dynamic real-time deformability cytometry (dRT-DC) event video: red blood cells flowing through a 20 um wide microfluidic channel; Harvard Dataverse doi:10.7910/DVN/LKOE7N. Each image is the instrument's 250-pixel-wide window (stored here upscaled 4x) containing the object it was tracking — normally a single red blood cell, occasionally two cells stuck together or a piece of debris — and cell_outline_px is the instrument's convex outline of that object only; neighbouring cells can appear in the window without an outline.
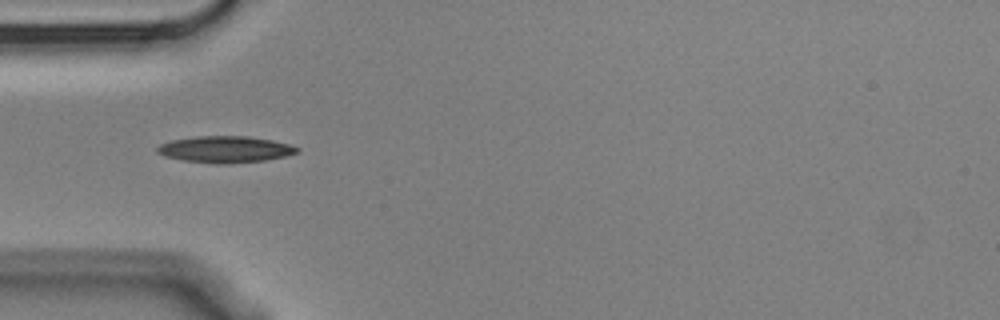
{"species": "Egyptian fruit bat (a non-hibernating species)", "species_latin": "Rousettus aegyptiacus", "temperature_condition": "cold", "stored_images_in_passage": 12, "camera_frame_rate_fps": 3000, "um_per_image_px": 0.085, "animal": {"sex": "male"}, "frame": {"image": 1, "passage_image": 4, "time_ms": 1.0, "image_size_px": [1000, 320], "cell_outline_px": [[300, 152], [284, 156], [264, 160], [228, 164], [216, 164], [184, 160], [164, 156], [156, 152], [156, 148], [160, 144], [172, 140], [196, 136], [248, 136], [272, 140], [292, 144], [300, 148]], "centroid_in_image_um": [19.16, 12.69], "position_along_channel_um": 65.8, "area_um2": 21.73}}
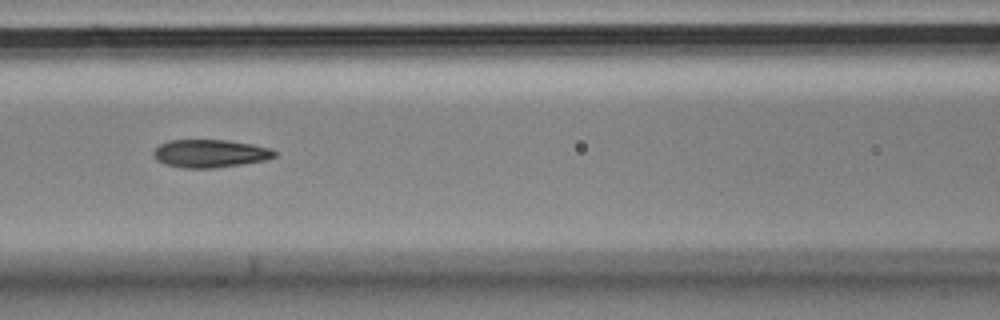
{"frame": {"image": 2, "passage_image": 6, "time_ms": 1.667, "image_size_px": [1000, 320], "cell_outline_px": [[276, 156], [264, 160], [240, 164], [212, 168], [184, 168], [164, 164], [156, 160], [152, 156], [152, 152], [160, 144], [168, 140], [228, 140], [252, 144], [268, 148], [276, 152]], "centroid_in_image_um": [17.8, 13.04], "position_along_channel_um": 148.8, "area_um2": 19.65}}
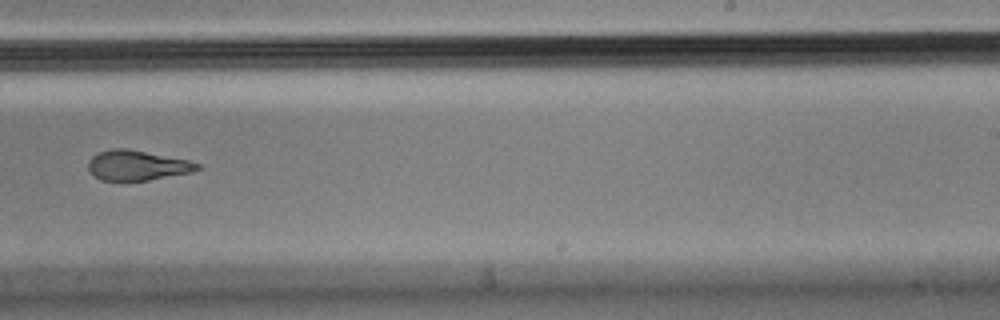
{"frame": {"image": 3, "passage_image": 9, "time_ms": 2.667, "image_size_px": [1000, 320], "cell_outline_px": [[200, 168], [192, 172], [148, 180], [100, 180], [88, 168], [88, 160], [92, 156], [100, 152], [112, 148], [128, 148], [188, 160], [200, 164]], "centroid_in_image_um": [11.66, 14.04], "position_along_channel_um": 277.3, "area_um2": 18.9}}